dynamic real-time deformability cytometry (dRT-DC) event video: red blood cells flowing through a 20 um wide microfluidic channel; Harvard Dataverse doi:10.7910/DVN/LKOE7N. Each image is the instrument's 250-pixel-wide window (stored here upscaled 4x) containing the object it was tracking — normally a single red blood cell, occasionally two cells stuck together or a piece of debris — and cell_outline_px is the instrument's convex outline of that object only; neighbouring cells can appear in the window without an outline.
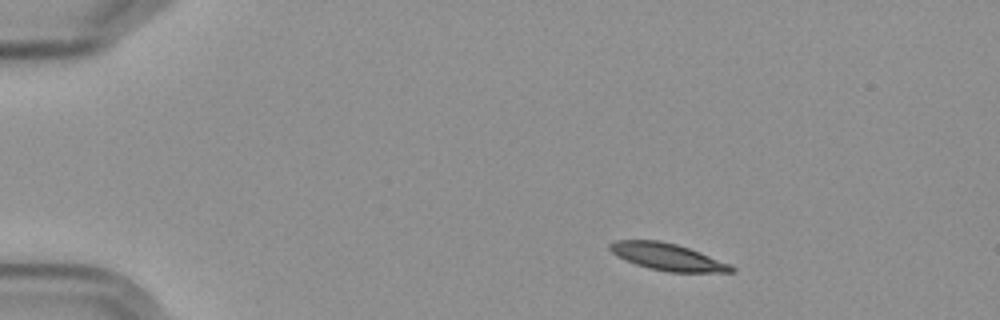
{"species": "Egyptian fruit bat (a non-hibernating species)", "species_latin": "Rousettus aegyptiacus", "temperature_condition": "cold", "stored_images_in_passage": 10, "camera_frame_rate_fps": 3000, "um_per_image_px": 0.085, "frame": {"image": 1, "passage_image": 1, "time_ms": 0.0, "image_size_px": [1000, 320], "cell_outline_px": [[736, 272], [668, 272], [648, 268], [624, 260], [616, 256], [608, 248], [608, 244], [616, 240], [660, 240], [676, 244], [700, 252], [732, 264], [736, 268]], "centroid_in_image_um": [56.75, 21.83], "position_along_channel_um": 28.3, "area_um2": 19.31}}
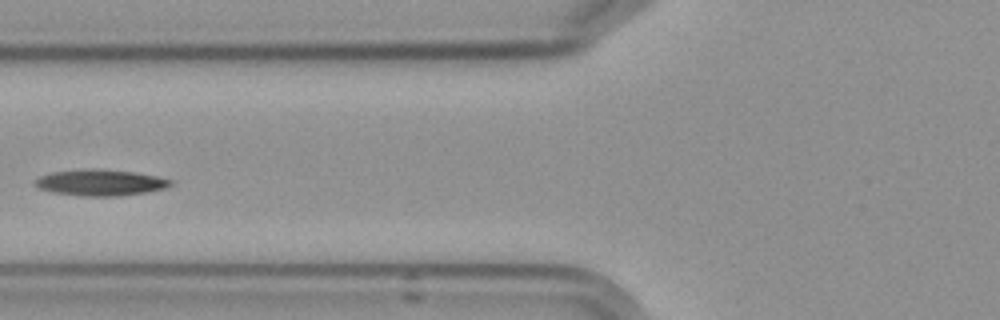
{"frame": {"image": 2, "passage_image": 5, "time_ms": 4.667, "image_size_px": [1000, 320], "cell_outline_px": [[172, 184], [168, 188], [148, 192], [116, 196], [80, 196], [52, 192], [40, 188], [32, 184], [32, 180], [40, 176], [52, 172], [136, 172], [156, 176], [172, 180]], "centroid_in_image_um": [8.56, 15.58], "position_along_channel_um": 117.2, "area_um2": 19.65}}
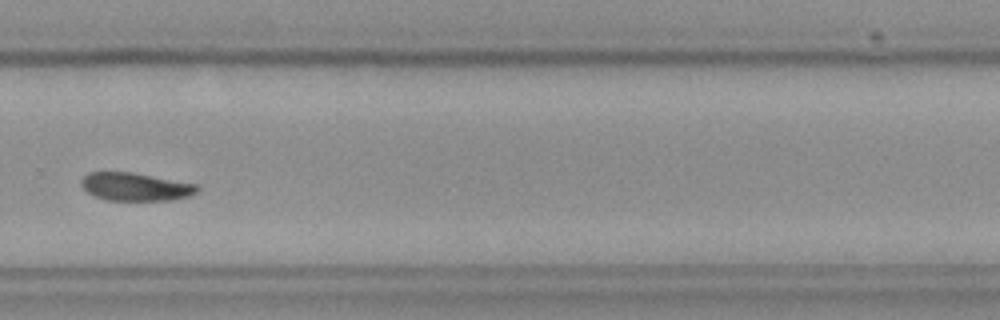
{"frame": {"image": 3, "passage_image": 10, "time_ms": 10.333, "image_size_px": [1000, 320], "cell_outline_px": [[200, 188], [196, 192], [188, 196], [172, 200], [104, 200], [92, 196], [80, 184], [80, 180], [88, 172], [132, 172], [196, 184]], "centroid_in_image_um": [11.47, 15.87], "position_along_channel_um": 318.3, "area_um2": 18.96}}